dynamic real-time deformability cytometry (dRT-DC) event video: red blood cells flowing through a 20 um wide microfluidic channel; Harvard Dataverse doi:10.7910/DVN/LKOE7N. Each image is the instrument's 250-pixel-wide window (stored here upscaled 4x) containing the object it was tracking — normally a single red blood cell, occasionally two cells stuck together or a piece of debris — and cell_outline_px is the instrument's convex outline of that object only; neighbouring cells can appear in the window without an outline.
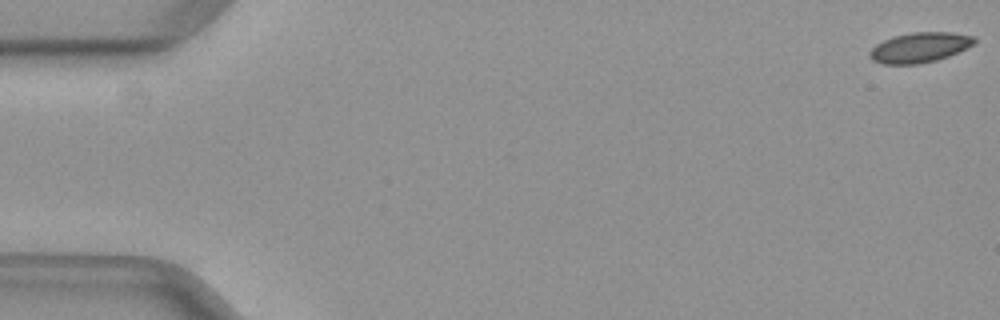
{"species": "common noctule bat (a hibernating species)", "species_latin": "Nyctalus noctula", "temperature_condition": "warm", "stored_images_in_passage": 11, "camera_frame_rate_fps": 3000, "um_per_image_px": 0.085, "animal": {"sex": "female", "body_mass_g": 29.2, "forearm_length_mm": 56.3}, "frame": {"image": 1, "passage_image": 1, "time_ms": 0.0, "image_size_px": [1000, 320], "cell_outline_px": [[976, 40], [972, 44], [948, 56], [936, 60], [920, 64], [880, 64], [872, 60], [868, 56], [868, 52], [876, 44], [892, 36], [912, 32], [952, 32], [976, 36]], "centroid_in_image_um": [78.12, 4.03], "position_along_channel_um": 6.9, "area_um2": 18.38}}